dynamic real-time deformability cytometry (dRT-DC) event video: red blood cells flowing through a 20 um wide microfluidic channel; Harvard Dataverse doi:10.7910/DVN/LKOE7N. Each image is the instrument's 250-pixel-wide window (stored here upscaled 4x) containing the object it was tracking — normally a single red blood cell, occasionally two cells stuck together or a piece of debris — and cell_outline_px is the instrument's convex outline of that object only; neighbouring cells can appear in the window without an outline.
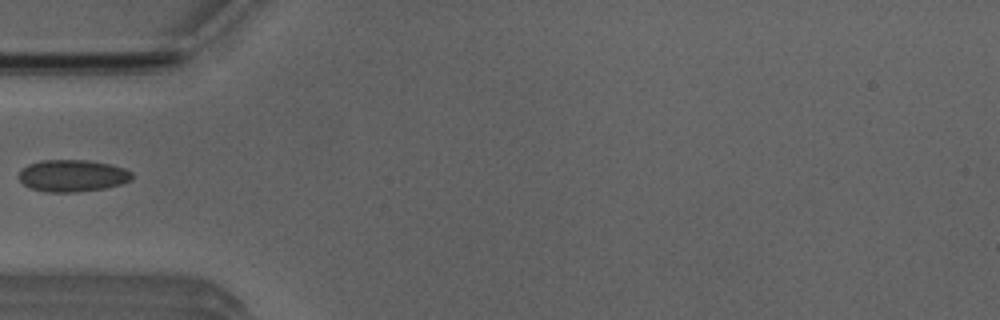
{"species": "Egyptian fruit bat (a non-hibernating species)", "species_latin": "Rousettus aegyptiacus", "temperature_condition": "room temperature", "stored_images_in_passage": 3, "camera_frame_rate_fps": 3000, "um_per_image_px": 0.085, "animal": {"sex": "male"}, "frame": {"image": 1, "passage_image": 2, "time_ms": 1.333, "image_size_px": [1000, 320], "cell_outline_px": [[132, 180], [120, 184], [104, 188], [76, 192], [44, 192], [28, 188], [20, 180], [20, 172], [28, 164], [40, 160], [88, 160], [112, 164], [124, 168], [132, 172]], "centroid_in_image_um": [6.17, 14.93], "position_along_channel_um": 78.8, "area_um2": 21.15}}